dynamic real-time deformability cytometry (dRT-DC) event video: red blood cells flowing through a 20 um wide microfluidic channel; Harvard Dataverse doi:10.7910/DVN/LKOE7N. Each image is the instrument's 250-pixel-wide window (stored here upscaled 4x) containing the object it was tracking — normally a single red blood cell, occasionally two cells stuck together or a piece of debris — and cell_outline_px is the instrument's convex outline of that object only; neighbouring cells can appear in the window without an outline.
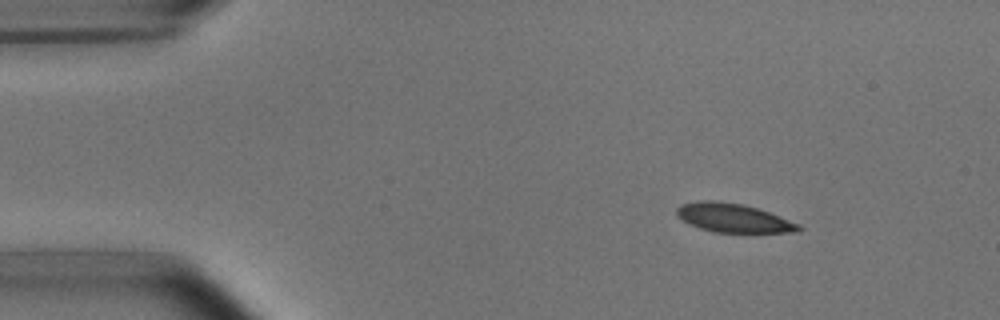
{"species": "common noctule bat (a hibernating species)", "species_latin": "Nyctalus noctula", "temperature_condition": "room temperature", "stored_images_in_passage": 46, "camera_frame_rate_fps": 3000, "um_per_image_px": 0.085, "animal": {"sex": "male", "body_mass_g": 15.6}, "frame": {"image": 1, "passage_image": 1, "time_ms": 0.0, "image_size_px": [1000, 320], "cell_outline_px": [[804, 228], [800, 232], [712, 232], [688, 224], [676, 216], [676, 208], [680, 204], [700, 200], [716, 200], [744, 204], [768, 212], [800, 224]], "centroid_in_image_um": [62.3, 18.52], "position_along_channel_um": 22.7, "area_um2": 20.63}}
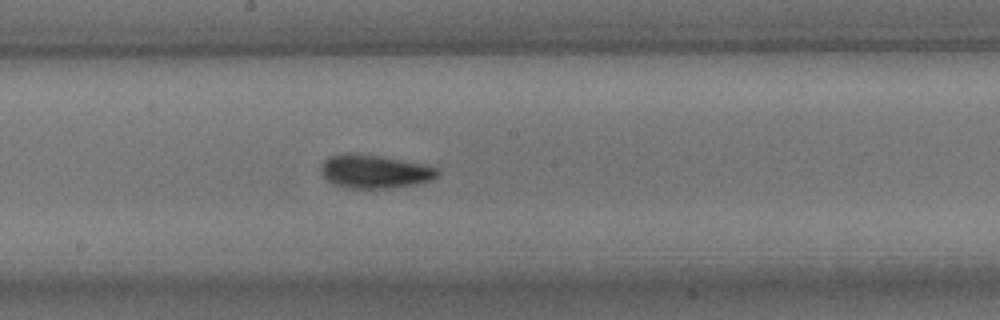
{"frame": {"image": 2, "passage_image": 22, "time_ms": 7.0, "image_size_px": [1000, 320], "cell_outline_px": [[440, 172], [432, 180], [416, 184], [388, 188], [348, 188], [332, 184], [320, 172], [320, 168], [324, 160], [328, 156], [348, 152], [380, 156], [420, 164], [436, 168]], "centroid_in_image_um": [31.78, 14.58], "position_along_channel_um": 216.4, "area_um2": 22.6}}
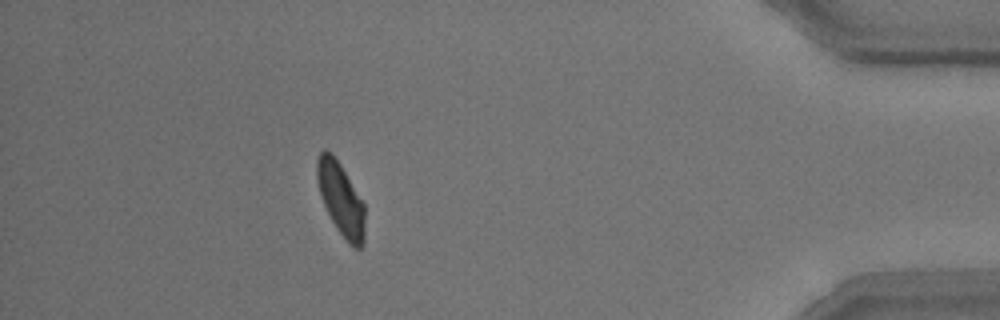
{"frame": {"image": 3, "passage_image": 41, "time_ms": 13.333, "image_size_px": [1000, 320], "cell_outline_px": [[364, 244], [360, 248], [352, 248], [348, 244], [336, 228], [324, 204], [320, 192], [316, 176], [316, 160], [320, 152], [324, 148], [332, 152], [340, 164], [364, 204]], "centroid_in_image_um": [28.96, 16.92], "position_along_channel_um": 406.2, "area_um2": 20.23}, "authors_computed_cell_mechanics": {"area_um2": 21.2993, "velocity_mm_per_s": 3.8062, "shape_relaxation_time_tau1_ms": 4.0068, "shape_relaxation_time_tau2_ms": 1.2754, "deformation_change_tau1": 0.1192, "deformation_change_tau2": 0.0564}}